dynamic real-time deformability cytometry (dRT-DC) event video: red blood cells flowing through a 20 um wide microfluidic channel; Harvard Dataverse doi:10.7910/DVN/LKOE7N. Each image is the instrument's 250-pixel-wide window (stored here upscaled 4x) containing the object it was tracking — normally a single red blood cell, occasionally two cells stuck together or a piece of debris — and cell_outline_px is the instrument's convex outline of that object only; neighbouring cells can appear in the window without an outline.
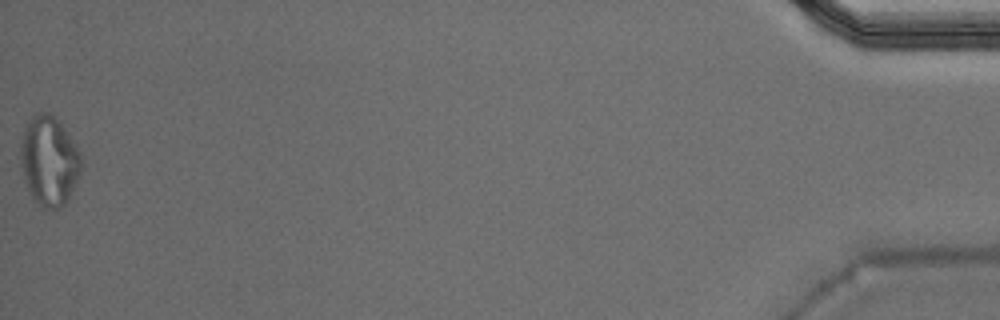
{"species": "Egyptian fruit bat (a non-hibernating species)", "species_latin": "Rousettus aegyptiacus", "temperature_condition": "warm", "stored_images_in_passage": 41, "segment_of_instrument_passage": [2, 2], "camera_frame_rate_fps": 3000, "um_per_image_px": 0.085, "animal": {"sex": "male"}, "frame": {"image": 1, "passage_image": 41, "time_ms": 13.333, "image_size_px": [1000, 320], "cell_outline_px": [[84, 160], [80, 176], [68, 200], [60, 208], [40, 208], [32, 200], [28, 192], [24, 180], [20, 164], [20, 144], [24, 124], [36, 112], [48, 112], [68, 132], [76, 144]], "centroid_in_image_um": [4.17, 13.7], "position_along_channel_um": 431.0, "area_um2": 32.6}}